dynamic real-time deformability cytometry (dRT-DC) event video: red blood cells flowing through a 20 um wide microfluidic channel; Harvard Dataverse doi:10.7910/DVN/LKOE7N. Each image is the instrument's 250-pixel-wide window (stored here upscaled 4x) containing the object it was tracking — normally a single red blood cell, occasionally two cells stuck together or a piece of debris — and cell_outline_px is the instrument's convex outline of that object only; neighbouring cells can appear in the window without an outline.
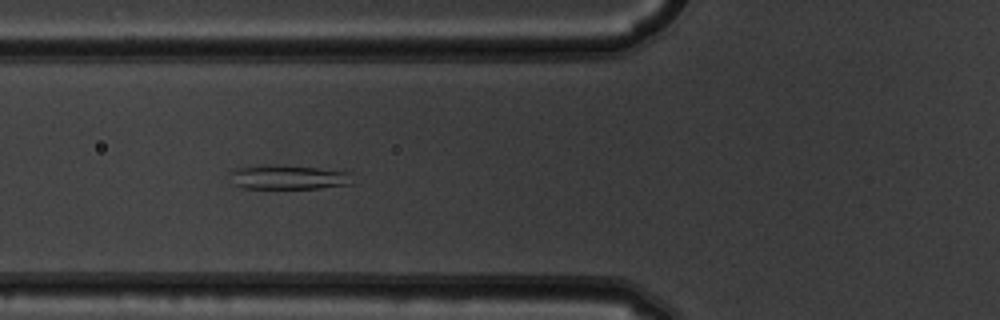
{"species": "common noctule bat (a hibernating species)", "species_latin": "Nyctalus noctula", "temperature_condition": "warm", "stored_images_in_passage": 6, "camera_frame_rate_fps": 3000, "um_per_image_px": 0.085, "animal": {"sex": "male", "body_mass_g": 19.5, "forearm_length_mm": 54.6}, "frame": {"image": 1, "passage_image": 5, "time_ms": 1.333, "image_size_px": [1000, 320], "cell_outline_px": [[352, 184], [320, 188], [244, 188], [232, 184], [232, 172], [236, 168], [256, 164], [272, 164], [316, 168], [348, 172]], "centroid_in_image_um": [24.45, 15.05], "position_along_channel_um": 101.4, "area_um2": 17.28}}
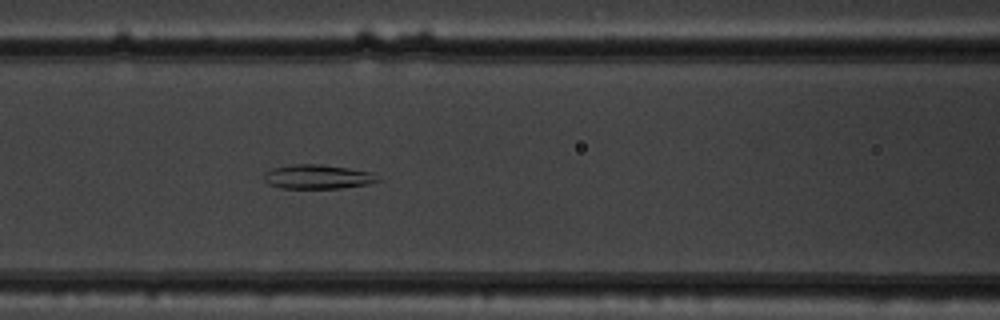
{"frame": {"image": 2, "passage_image": 6, "time_ms": 1.667, "image_size_px": [1000, 320], "cell_outline_px": [[380, 180], [368, 184], [340, 188], [280, 188], [268, 184], [264, 180], [264, 172], [272, 168], [292, 164], [320, 164], [348, 168], [372, 172]], "centroid_in_image_um": [26.96, 15.02], "position_along_channel_um": 139.6, "area_um2": 16.07}}